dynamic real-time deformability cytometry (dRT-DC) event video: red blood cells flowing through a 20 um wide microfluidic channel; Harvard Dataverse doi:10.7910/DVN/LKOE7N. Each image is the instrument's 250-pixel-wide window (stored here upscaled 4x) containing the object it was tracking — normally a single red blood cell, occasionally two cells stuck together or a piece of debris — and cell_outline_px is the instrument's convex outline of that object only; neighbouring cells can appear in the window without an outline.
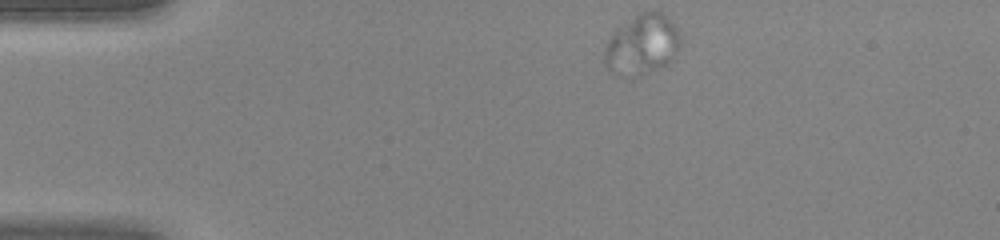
{"species": "human", "species_latin": "Homo sapiens", "temperature_condition": "warm", "stored_images_in_passage": 37, "camera_frame_rate_fps": 3000, "um_per_image_px": 0.085, "donor": {"sex": "female"}, "frame": {"image": 1, "passage_image": 1, "time_ms": 0.0, "image_size_px": [1000, 240], "cell_outline_px": [[680, 44], [672, 60], [664, 64], [636, 76], [616, 76], [604, 64], [604, 52], [608, 40], [616, 28], [640, 12], [660, 12], [668, 16], [676, 28], [680, 36]], "centroid_in_image_um": [54.54, 3.78], "position_along_channel_um": 30.5, "area_um2": 26.3}}
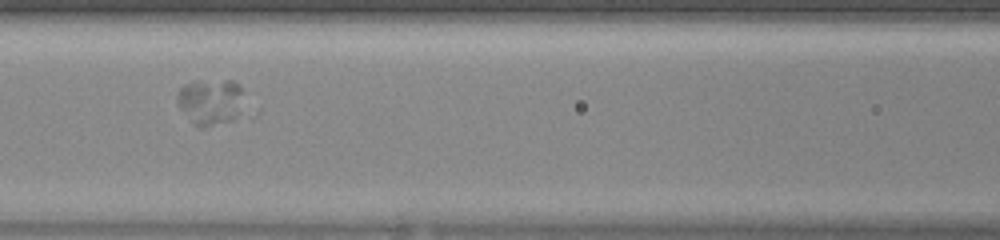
{"frame": {"image": 2, "passage_image": 13, "time_ms": 4.0, "image_size_px": [1000, 240], "cell_outline_px": [[240, 92], [236, 112], [232, 120], [200, 128], [180, 108], [176, 100], [176, 96], [180, 88], [184, 84], [196, 80], [232, 80], [240, 84]], "centroid_in_image_um": [17.79, 8.59], "position_along_channel_um": 148.8, "area_um2": 17.22}}
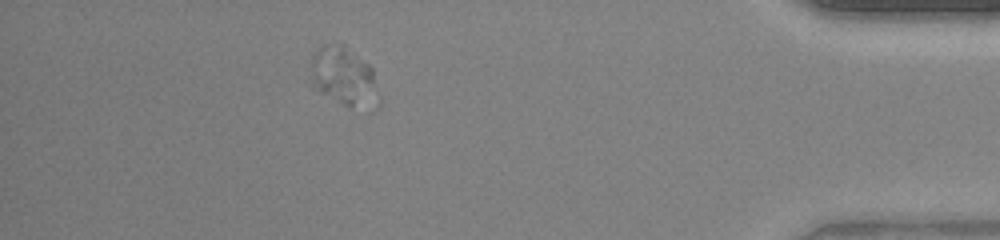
{"frame": {"image": 3, "passage_image": 33, "time_ms": 10.667, "image_size_px": [1000, 240], "cell_outline_px": [[372, 80], [352, 108], [348, 108], [312, 88], [312, 56], [316, 48], [324, 44], [344, 44], [368, 64], [372, 68]], "centroid_in_image_um": [28.9, 6.27], "position_along_channel_um": 406.3, "area_um2": 20.4}}